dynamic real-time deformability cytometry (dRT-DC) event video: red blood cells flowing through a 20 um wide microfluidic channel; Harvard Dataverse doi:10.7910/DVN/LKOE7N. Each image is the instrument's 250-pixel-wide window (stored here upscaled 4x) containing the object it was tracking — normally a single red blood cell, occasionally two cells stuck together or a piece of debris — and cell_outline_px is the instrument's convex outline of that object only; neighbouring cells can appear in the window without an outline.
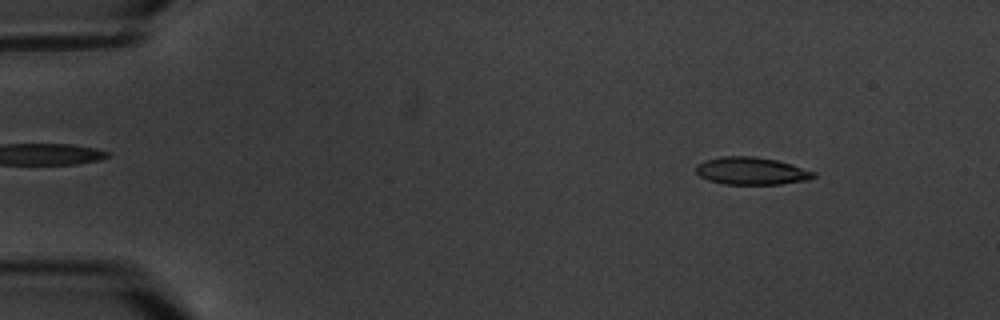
{"species": "common noctule bat (a hibernating species)", "species_latin": "Nyctalus noctula", "temperature_condition": "warm", "stored_images_in_passage": 14, "camera_frame_rate_fps": 3000, "um_per_image_px": 0.085, "animal": {"sex": "male", "body_mass_g": 20.1, "forearm_length_mm": 53.5}, "frame": {"image": 1, "passage_image": 1, "time_ms": 0.0, "image_size_px": [1000, 320], "cell_outline_px": [[816, 176], [808, 180], [780, 184], [724, 184], [708, 180], [700, 176], [696, 172], [696, 164], [704, 160], [720, 156], [756, 156], [776, 160], [792, 164], [816, 172]], "centroid_in_image_um": [63.87, 14.52], "position_along_channel_um": 21.1, "area_um2": 19.02}}
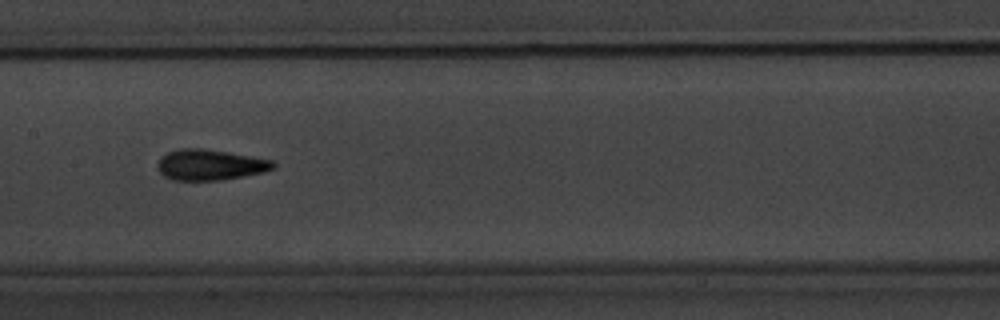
{"frame": {"image": 2, "passage_image": 7, "time_ms": 7.667, "image_size_px": [1000, 320], "cell_outline_px": [[276, 168], [264, 172], [220, 180], [172, 180], [164, 176], [156, 168], [156, 164], [160, 156], [168, 152], [180, 148], [200, 148], [228, 152], [252, 156], [272, 160], [276, 164]], "centroid_in_image_um": [17.83, 14.0], "position_along_channel_um": 189.6, "area_um2": 20.87}}
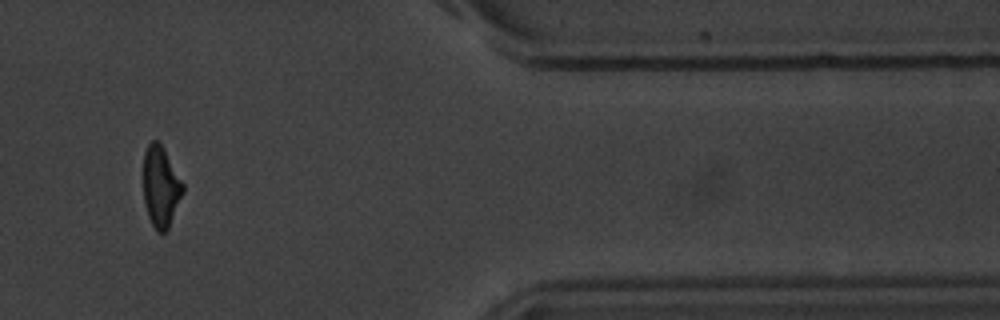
{"frame": {"image": 3, "passage_image": 12, "time_ms": 14.667, "image_size_px": [1000, 320], "cell_outline_px": [[184, 192], [168, 228], [164, 232], [156, 232], [148, 216], [144, 204], [144, 152], [148, 144], [152, 140], [156, 140], [164, 148], [184, 184]], "centroid_in_image_um": [13.67, 15.87], "position_along_channel_um": 397.7, "area_um2": 18.61}, "authors_computed_cell_mechanics": {"area_um2": 19.1318, "velocity_mm_per_s": 3.3929, "shape_relaxation_time_tau1_ms": 4.7126, "shape_relaxation_time_tau2_ms": 2.8207, "deformation_change_tau1": 0.1878, "deformation_change_tau2": 0.0743}}